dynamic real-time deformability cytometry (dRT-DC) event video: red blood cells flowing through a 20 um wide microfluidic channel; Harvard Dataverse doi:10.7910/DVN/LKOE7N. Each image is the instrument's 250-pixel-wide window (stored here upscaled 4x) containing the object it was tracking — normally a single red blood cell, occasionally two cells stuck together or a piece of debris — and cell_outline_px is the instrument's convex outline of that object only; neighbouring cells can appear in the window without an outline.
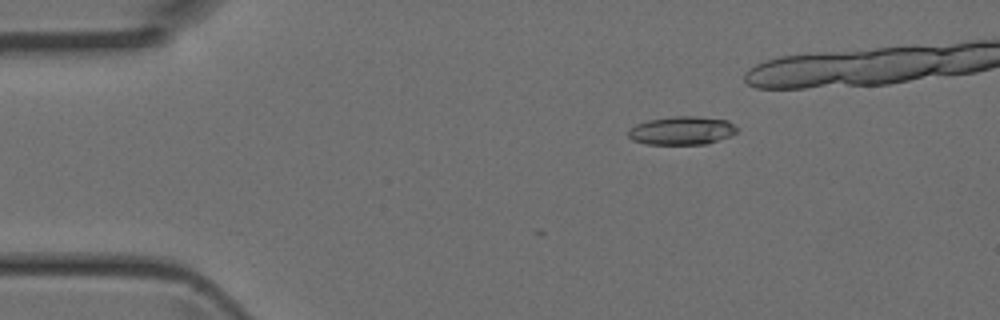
{"species": "Egyptian fruit bat (a non-hibernating species)", "species_latin": "Rousettus aegyptiacus", "temperature_condition": "room temperature", "stored_images_in_passage": 8, "camera_frame_rate_fps": 3000, "um_per_image_px": 0.085, "animal": {"sex": "female"}, "frame": {"image": 1, "passage_image": 3, "time_ms": 0.667, "image_size_px": [1000, 320], "cell_outline_px": [[736, 132], [728, 136], [708, 144], [644, 144], [632, 140], [628, 136], [628, 128], [636, 124], [648, 120], [672, 116], [696, 116], [728, 120], [736, 128]], "centroid_in_image_um": [57.9, 11.1], "position_along_channel_um": 27.1, "area_um2": 17.98}}
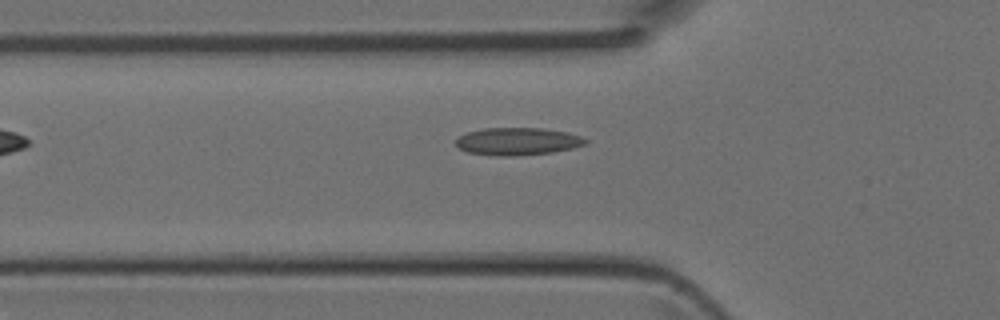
{"frame": {"image": 2, "passage_image": 8, "time_ms": 2.333, "image_size_px": [1000, 320], "cell_outline_px": [[588, 144], [572, 148], [552, 152], [512, 156], [496, 156], [468, 152], [460, 148], [456, 144], [456, 140], [460, 136], [468, 132], [484, 128], [544, 128], [568, 132], [580, 136], [588, 140]], "centroid_in_image_um": [44.03, 12.01], "position_along_channel_um": 81.8, "area_um2": 20.75}}